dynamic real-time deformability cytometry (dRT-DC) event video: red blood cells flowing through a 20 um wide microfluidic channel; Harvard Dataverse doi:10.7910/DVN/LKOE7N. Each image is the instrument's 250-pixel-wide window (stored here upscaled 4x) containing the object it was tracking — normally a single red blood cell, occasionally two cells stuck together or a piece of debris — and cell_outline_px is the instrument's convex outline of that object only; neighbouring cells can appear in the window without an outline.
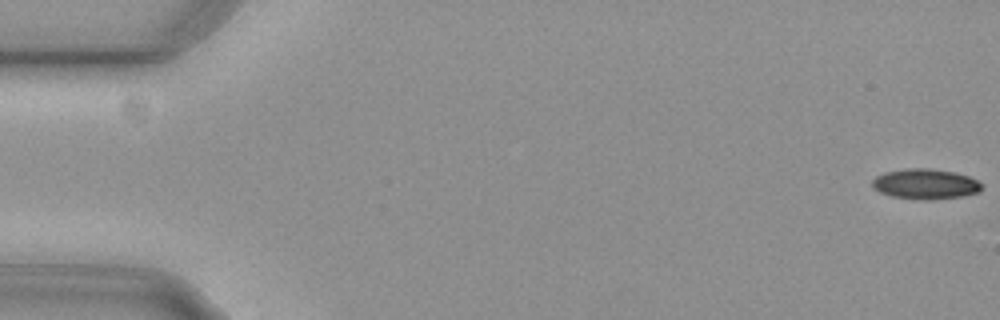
{"species": "common noctule bat (a hibernating species)", "species_latin": "Nyctalus noctula", "temperature_condition": "cold", "stored_images_in_passage": 50, "camera_frame_rate_fps": 3000, "um_per_image_px": 0.085, "animal": {"sex": "female", "body_mass_g": 29.2, "forearm_length_mm": 56.3}, "frame": {"image": 1, "passage_image": 1, "time_ms": 0.0, "image_size_px": [1000, 320], "cell_outline_px": [[984, 188], [980, 192], [964, 196], [928, 200], [920, 200], [892, 196], [880, 192], [872, 188], [872, 180], [876, 176], [884, 172], [904, 168], [928, 168], [956, 172], [968, 176], [984, 184]], "centroid_in_image_um": [78.68, 15.64], "position_along_channel_um": 6.3, "area_um2": 19.65}}
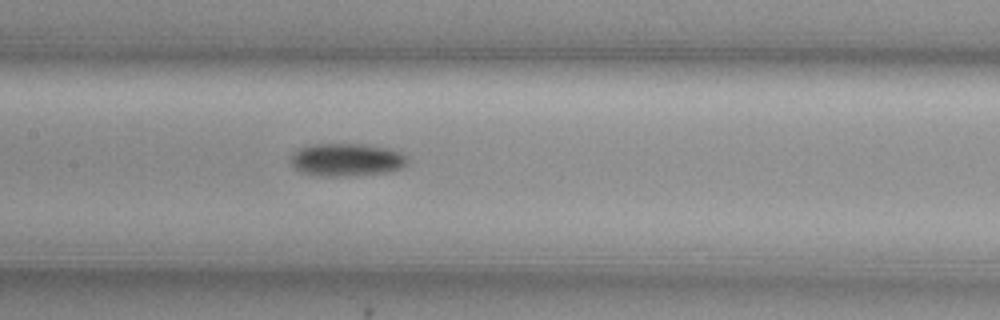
{"frame": {"image": 2, "passage_image": 27, "time_ms": 8.667, "image_size_px": [1000, 320], "cell_outline_px": [[408, 160], [400, 168], [388, 172], [348, 176], [316, 176], [304, 172], [296, 168], [288, 160], [292, 152], [308, 144], [364, 144], [388, 148], [400, 152], [408, 156]], "centroid_in_image_um": [29.43, 13.57], "position_along_channel_um": 178.0, "area_um2": 22.48}}
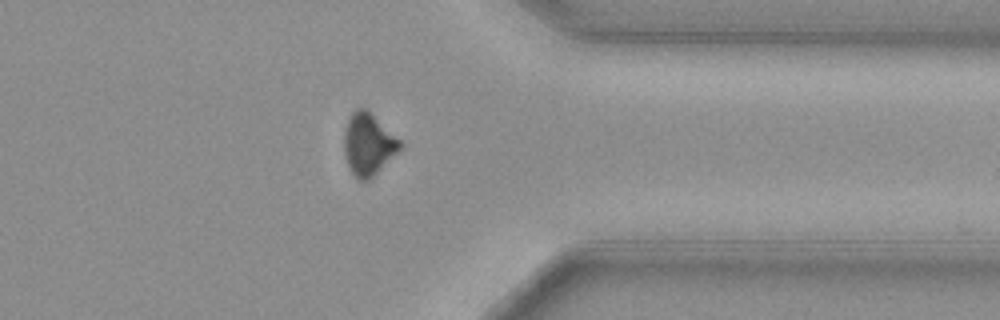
{"frame": {"image": 3, "passage_image": 44, "time_ms": 14.333, "image_size_px": [1000, 320], "cell_outline_px": [[404, 144], [368, 180], [360, 180], [352, 172], [348, 164], [344, 152], [344, 132], [348, 116], [356, 108], [364, 108], [400, 140]], "centroid_in_image_um": [31.26, 12.23], "position_along_channel_um": 380.1, "area_um2": 19.48}, "authors_computed_cell_mechanics": {"area_um2": 20.9814, "velocity_mm_per_s": 3.7417, "shape_relaxation_time_tau1_ms": 3.6583, "shape_relaxation_time_tau2_ms": null, "deformation_change_tau1": 0.0996, "deformation_change_tau2": null}}